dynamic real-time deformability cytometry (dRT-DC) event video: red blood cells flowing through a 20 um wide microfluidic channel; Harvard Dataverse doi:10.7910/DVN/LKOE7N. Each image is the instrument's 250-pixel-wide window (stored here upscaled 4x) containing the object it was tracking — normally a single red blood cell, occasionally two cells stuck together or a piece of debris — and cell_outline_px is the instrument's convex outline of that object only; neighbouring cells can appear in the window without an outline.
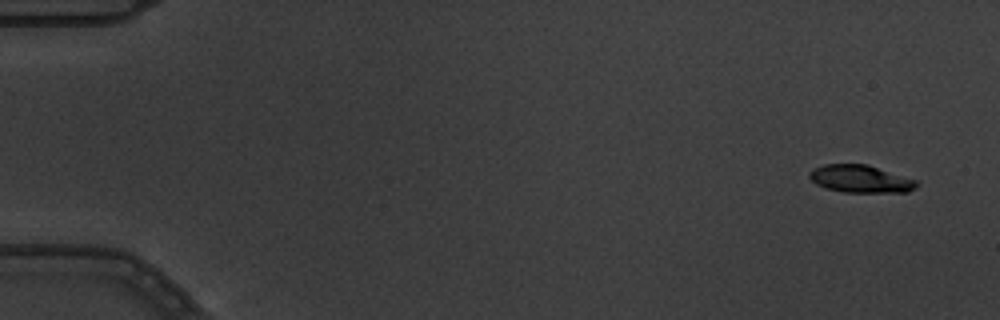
{"species": "common noctule bat (a hibernating species)", "species_latin": "Nyctalus noctula", "temperature_condition": "warm", "stored_images_in_passage": 5, "camera_frame_rate_fps": 3000, "um_per_image_px": 0.085, "animal": {"sex": "male", "body_mass_g": 19.5, "forearm_length_mm": 54.6}, "frame": {"image": 1, "passage_image": 1, "time_ms": 0.0, "image_size_px": [1000, 320], "cell_outline_px": [[920, 184], [916, 188], [908, 192], [844, 192], [824, 188], [816, 184], [808, 176], [808, 172], [812, 168], [824, 164], [868, 164], [916, 180]], "centroid_in_image_um": [73.13, 15.2], "position_along_channel_um": 11.9, "area_um2": 17.4}}
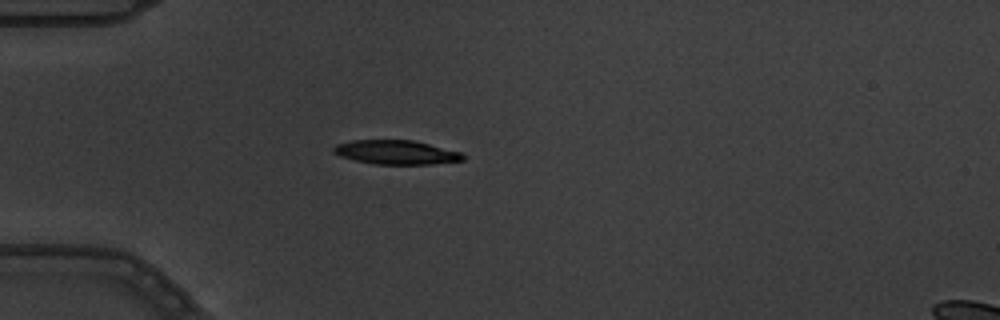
{"frame": {"image": 2, "passage_image": 5, "time_ms": 1.333, "image_size_px": [1000, 320], "cell_outline_px": [[464, 160], [432, 164], [376, 164], [356, 160], [340, 156], [332, 152], [332, 148], [336, 144], [352, 140], [412, 140], [460, 152], [464, 156]], "centroid_in_image_um": [33.63, 12.94], "position_along_channel_um": 51.4, "area_um2": 17.98}}